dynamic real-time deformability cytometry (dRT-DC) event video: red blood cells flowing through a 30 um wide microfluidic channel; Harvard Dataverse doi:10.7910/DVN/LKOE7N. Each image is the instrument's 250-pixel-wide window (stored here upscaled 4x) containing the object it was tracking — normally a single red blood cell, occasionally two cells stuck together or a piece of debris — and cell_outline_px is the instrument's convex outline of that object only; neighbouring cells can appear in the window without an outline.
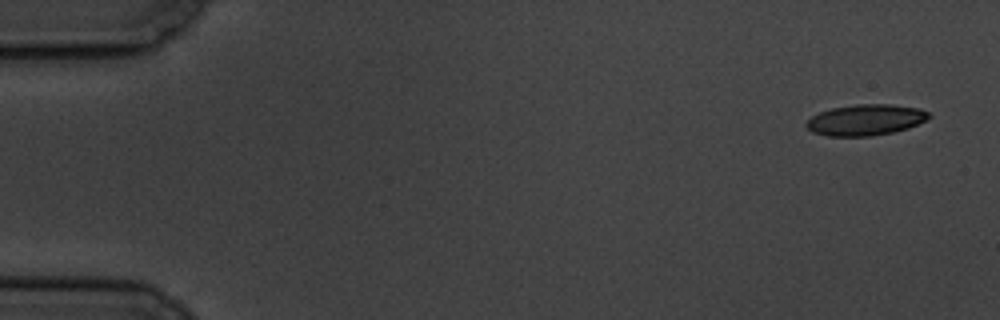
{"species": "common noctule bat (a hibernating species)", "species_latin": "Nyctalus noctula", "temperature_condition": "cold", "stored_images_in_passage": 11, "camera_frame_rate_fps": 3000, "um_per_image_px": 0.085, "animal": {"sex": "male", "body_mass_g": 19.5, "forearm_length_mm": 54.6}, "frame": {"image": 1, "passage_image": 1, "time_ms": 0.0, "image_size_px": [1000, 320], "cell_outline_px": [[932, 116], [908, 128], [892, 132], [872, 136], [828, 136], [812, 132], [804, 124], [812, 116], [820, 112], [832, 108], [856, 104], [892, 104], [920, 108], [928, 112]], "centroid_in_image_um": [73.57, 10.19], "position_along_channel_um": 11.4, "area_um2": 22.08}}
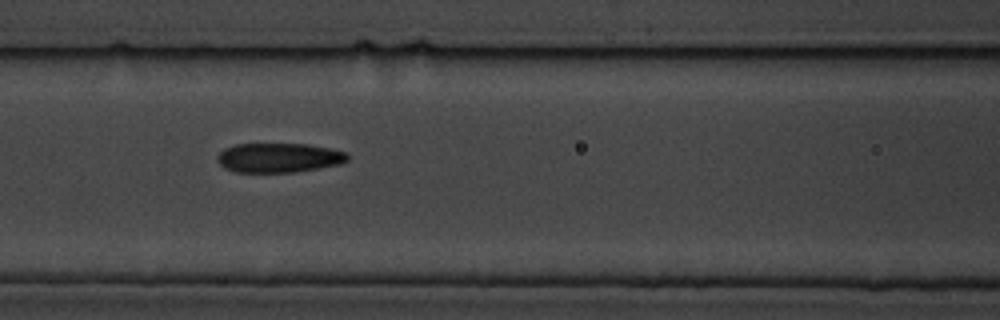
{"frame": {"image": 2, "passage_image": 7, "time_ms": 7.667, "image_size_px": [1000, 320], "cell_outline_px": [[348, 160], [340, 164], [320, 168], [296, 172], [236, 172], [224, 168], [216, 160], [216, 156], [224, 148], [236, 144], [308, 144], [348, 152]], "centroid_in_image_um": [23.69, 13.41], "position_along_channel_um": 142.9, "area_um2": 22.48}}
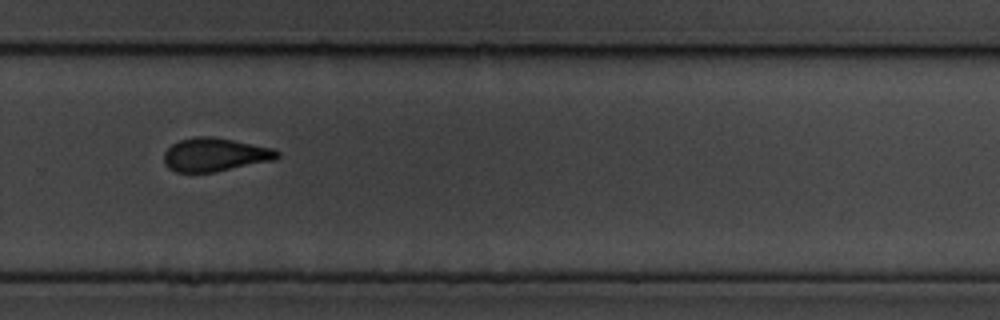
{"frame": {"image": 3, "passage_image": 11, "time_ms": 12.667, "image_size_px": [1000, 320], "cell_outline_px": [[280, 156], [276, 160], [216, 172], [176, 172], [168, 168], [164, 164], [164, 152], [172, 144], [180, 140], [192, 136], [212, 136], [272, 148], [280, 152]], "centroid_in_image_um": [18.27, 13.15], "position_along_channel_um": 311.5, "area_um2": 22.25}}